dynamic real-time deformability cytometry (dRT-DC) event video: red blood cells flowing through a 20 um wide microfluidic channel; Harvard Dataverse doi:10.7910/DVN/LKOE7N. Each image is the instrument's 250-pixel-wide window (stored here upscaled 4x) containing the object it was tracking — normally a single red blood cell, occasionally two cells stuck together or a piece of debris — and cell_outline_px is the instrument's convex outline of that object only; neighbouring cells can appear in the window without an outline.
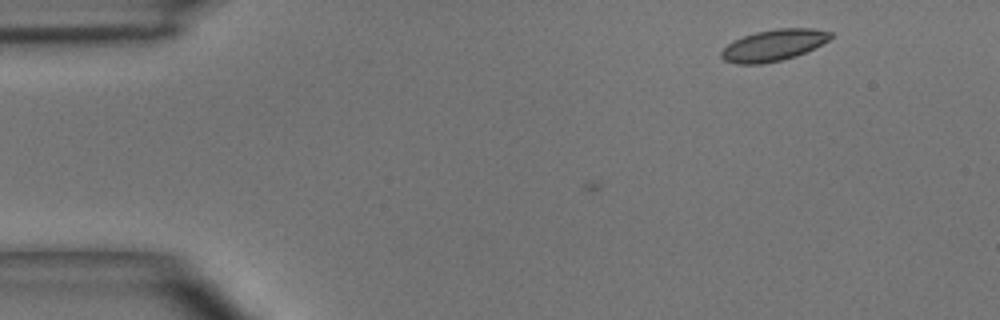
{"species": "common noctule bat (a hibernating species)", "species_latin": "Nyctalus noctula", "temperature_condition": "room temperature", "stored_images_in_passage": 4, "camera_frame_rate_fps": 3000, "um_per_image_px": 0.085, "animal": {"sex": "male", "body_mass_g": 15.6}, "frame": {"image": 1, "passage_image": 4, "time_ms": 1.0, "image_size_px": [1000, 320], "cell_outline_px": [[832, 36], [828, 40], [796, 56], [780, 60], [760, 64], [736, 64], [724, 60], [720, 56], [720, 52], [732, 40], [756, 32], [776, 28], [812, 28], [832, 32]], "centroid_in_image_um": [65.71, 3.84], "position_along_channel_um": 19.3, "area_um2": 19.83}}